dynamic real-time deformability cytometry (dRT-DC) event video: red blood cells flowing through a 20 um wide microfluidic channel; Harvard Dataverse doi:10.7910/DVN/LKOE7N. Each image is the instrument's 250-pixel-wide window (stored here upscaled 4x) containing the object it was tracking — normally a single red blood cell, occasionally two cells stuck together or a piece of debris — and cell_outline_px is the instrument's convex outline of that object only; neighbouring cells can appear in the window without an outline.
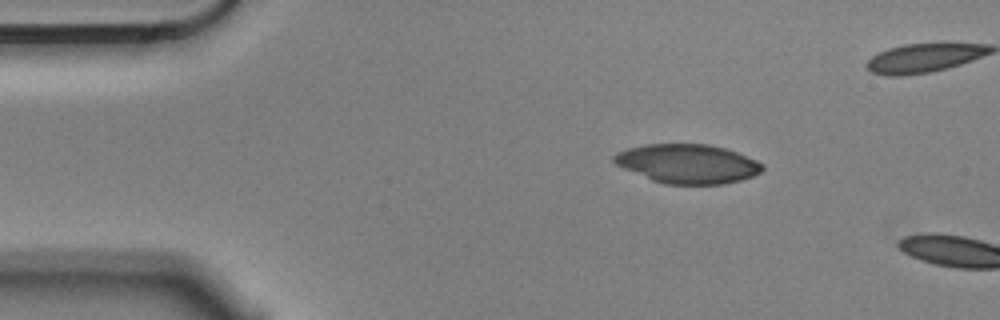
{"species": "Egyptian fruit bat (a non-hibernating species)", "species_latin": "Rousettus aegyptiacus", "temperature_condition": "cold", "stored_images_in_passage": 2, "camera_frame_rate_fps": 3000, "um_per_image_px": 0.085, "animal": {"sex": "male"}, "frame": {"image": 1, "passage_image": 1, "time_ms": 0.0, "image_size_px": [1000, 320], "cell_outline_px": [[764, 168], [760, 172], [752, 176], [740, 180], [724, 184], [664, 184], [652, 180], [624, 168], [616, 164], [612, 160], [612, 156], [616, 152], [624, 148], [644, 144], [708, 144], [724, 148], [736, 152], [756, 160], [764, 164]], "centroid_in_image_um": [58.42, 13.91], "position_along_channel_um": 26.6, "area_um2": 33.87}}